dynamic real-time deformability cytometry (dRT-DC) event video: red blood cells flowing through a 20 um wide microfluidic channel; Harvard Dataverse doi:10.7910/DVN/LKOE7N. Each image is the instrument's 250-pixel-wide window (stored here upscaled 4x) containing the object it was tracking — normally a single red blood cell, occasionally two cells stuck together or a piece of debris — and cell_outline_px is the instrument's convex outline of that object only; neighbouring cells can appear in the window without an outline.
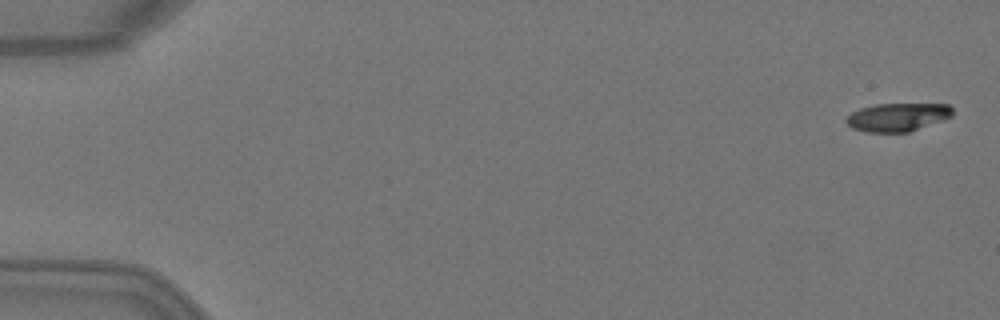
{"species": "Egyptian fruit bat (a non-hibernating species)", "species_latin": "Rousettus aegyptiacus", "temperature_condition": "warm", "stored_images_in_passage": 5, "camera_frame_rate_fps": 3000, "um_per_image_px": 0.085, "animal": {"sex": "female"}, "frame": {"image": 1, "passage_image": 1, "time_ms": 0.0, "image_size_px": [1000, 320], "cell_outline_px": [[952, 116], [944, 120], [908, 132], [868, 132], [852, 128], [844, 120], [852, 112], [860, 108], [876, 104], [948, 104], [952, 108]], "centroid_in_image_um": [76.3, 9.95], "position_along_channel_um": 8.7, "area_um2": 17.46}}
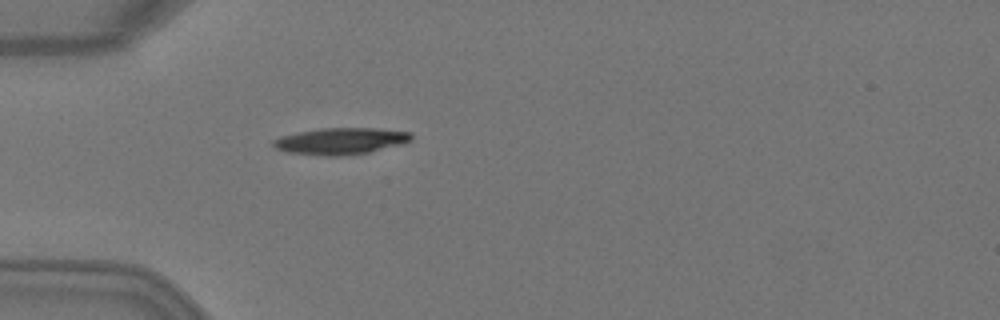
{"frame": {"image": 2, "passage_image": 5, "time_ms": 1.333, "image_size_px": [1000, 320], "cell_outline_px": [[412, 140], [400, 144], [368, 152], [340, 156], [320, 156], [288, 152], [276, 148], [272, 144], [272, 140], [280, 136], [320, 128], [372, 128], [412, 132]], "centroid_in_image_um": [28.93, 11.99], "position_along_channel_um": 56.1, "area_um2": 21.27}}